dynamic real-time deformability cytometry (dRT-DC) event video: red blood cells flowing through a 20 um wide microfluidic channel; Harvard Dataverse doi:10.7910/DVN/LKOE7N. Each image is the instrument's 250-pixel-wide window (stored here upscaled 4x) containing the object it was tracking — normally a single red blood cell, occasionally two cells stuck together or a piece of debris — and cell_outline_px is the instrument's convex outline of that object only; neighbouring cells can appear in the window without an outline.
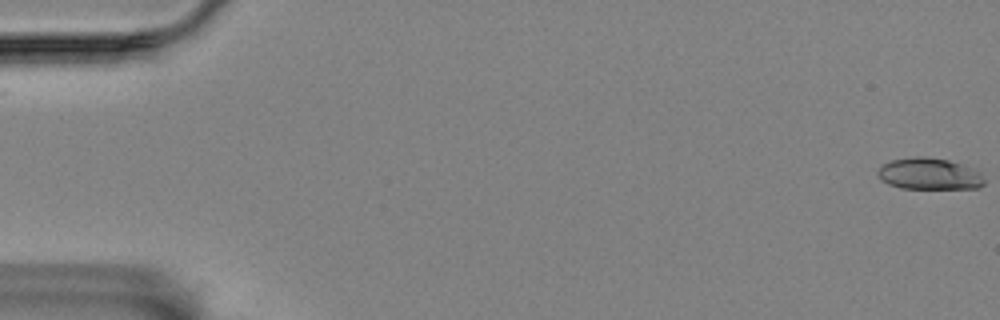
{"species": "Egyptian fruit bat (a non-hibernating species)", "species_latin": "Rousettus aegyptiacus", "temperature_condition": "room temperature", "stored_images_in_passage": 59, "camera_frame_rate_fps": 3000, "um_per_image_px": 0.085, "animal": {"sex": "female"}, "frame": {"image": 1, "passage_image": 1, "time_ms": 0.0, "image_size_px": [1000, 320], "cell_outline_px": [[984, 184], [980, 188], [900, 188], [888, 184], [880, 180], [876, 172], [884, 164], [892, 160], [916, 156], [924, 156], [948, 160], [972, 168], [980, 172], [984, 180]], "centroid_in_image_um": [78.97, 14.78], "position_along_channel_um": 6.0, "area_um2": 19.54}}
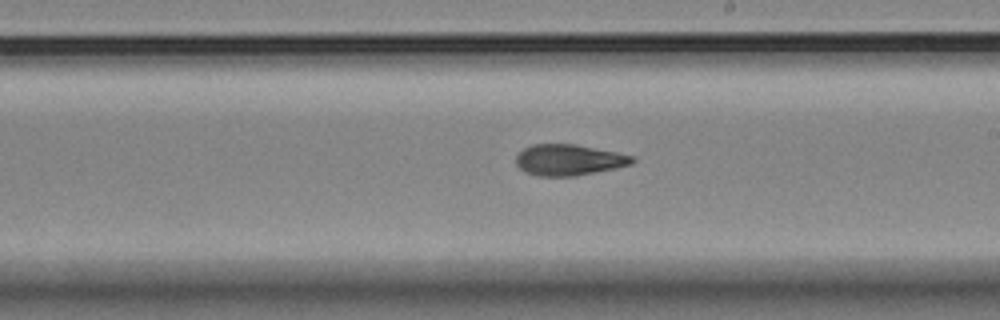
{"frame": {"image": 2, "passage_image": 34, "time_ms": 11.0, "image_size_px": [1000, 320], "cell_outline_px": [[636, 160], [632, 164], [576, 176], [540, 176], [528, 172], [520, 168], [516, 164], [516, 156], [524, 148], [532, 144], [576, 144], [616, 152], [632, 156]], "centroid_in_image_um": [48.35, 13.58], "position_along_channel_um": 240.7, "area_um2": 20.81}}
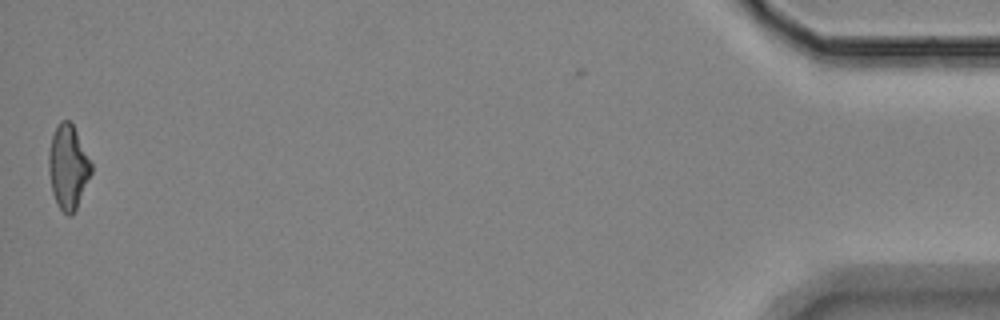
{"frame": {"image": 3, "passage_image": 58, "time_ms": 19.0, "image_size_px": [1000, 320], "cell_outline_px": [[92, 172], [76, 208], [72, 216], [68, 216], [56, 204], [52, 192], [48, 168], [48, 152], [52, 136], [60, 120], [68, 120], [72, 124], [92, 164]], "centroid_in_image_um": [5.77, 14.22], "position_along_channel_um": 429.4, "area_um2": 20.63}, "authors_computed_cell_mechanics": {"area_um2": 20.7502, "velocity_mm_per_s": 3.4779, "shape_relaxation_time_tau1_ms": 10.5157, "shape_relaxation_time_tau2_ms": 4.1315, "deformation_change_tau1": 0.2606, "deformation_change_tau2": 0.1198}}